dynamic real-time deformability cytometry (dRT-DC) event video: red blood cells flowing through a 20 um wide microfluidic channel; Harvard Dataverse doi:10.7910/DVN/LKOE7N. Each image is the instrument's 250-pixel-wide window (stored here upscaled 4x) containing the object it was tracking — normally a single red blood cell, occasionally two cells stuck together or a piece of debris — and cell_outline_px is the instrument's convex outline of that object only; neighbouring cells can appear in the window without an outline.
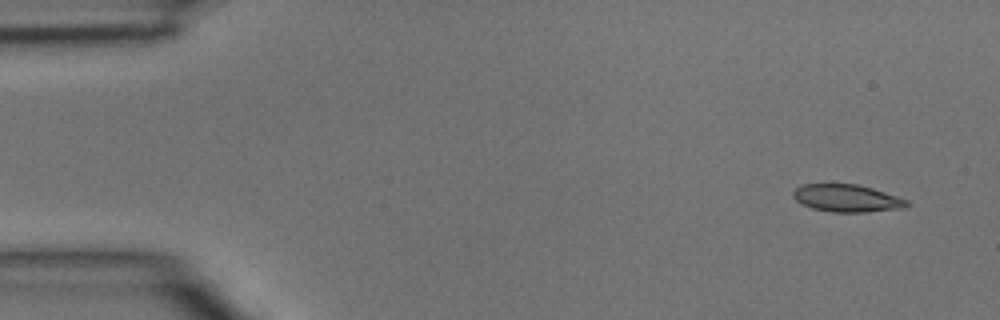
{"species": "common noctule bat (a hibernating species)", "species_latin": "Nyctalus noctula", "temperature_condition": "room temperature", "stored_images_in_passage": 4, "camera_frame_rate_fps": 3000, "um_per_image_px": 0.085, "animal": {"sex": "male", "body_mass_g": 15.6}, "frame": {"image": 1, "passage_image": 1, "time_ms": 0.0, "image_size_px": [1000, 320], "cell_outline_px": [[908, 204], [904, 208], [864, 212], [832, 212], [812, 208], [800, 204], [792, 196], [792, 192], [796, 188], [804, 184], [856, 184], [872, 188], [908, 200]], "centroid_in_image_um": [71.95, 16.85], "position_along_channel_um": 13.1, "area_um2": 18.09}}
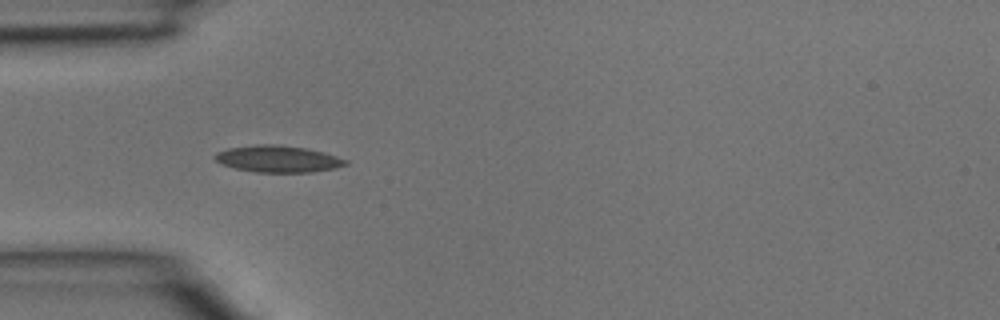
{"frame": {"image": 2, "passage_image": 4, "time_ms": 1.0, "image_size_px": [1000, 320], "cell_outline_px": [[348, 164], [332, 168], [312, 172], [256, 172], [236, 168], [220, 164], [212, 156], [216, 152], [228, 148], [260, 144], [276, 144], [304, 148], [324, 152], [348, 160]], "centroid_in_image_um": [23.59, 13.5], "position_along_channel_um": 61.4, "area_um2": 20.23}}